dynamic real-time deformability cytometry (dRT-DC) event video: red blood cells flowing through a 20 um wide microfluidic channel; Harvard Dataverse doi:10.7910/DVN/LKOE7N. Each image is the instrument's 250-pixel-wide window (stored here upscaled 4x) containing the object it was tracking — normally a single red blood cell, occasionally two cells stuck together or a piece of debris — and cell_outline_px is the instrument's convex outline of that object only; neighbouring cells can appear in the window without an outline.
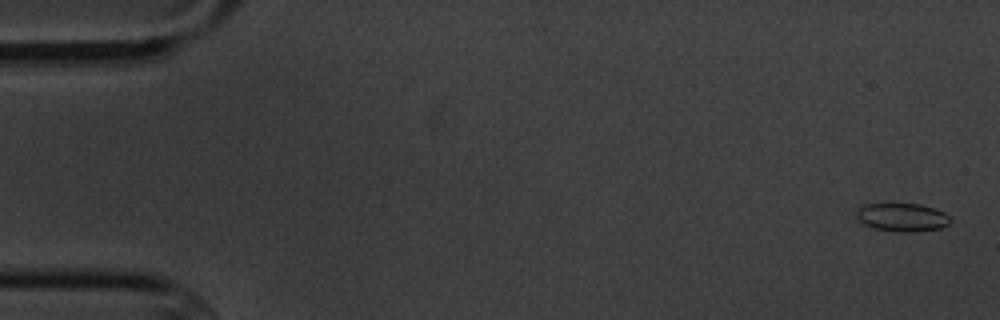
{"species": "common noctule bat (a hibernating species)", "species_latin": "Nyctalus noctula", "temperature_condition": "cold", "stored_images_in_passage": 13, "camera_frame_rate_fps": 3000, "um_per_image_px": 0.085, "animal": {"sex": "male", "body_mass_g": 20.1, "forearm_length_mm": 53.5}, "frame": {"image": 1, "passage_image": 1, "time_ms": 0.0, "image_size_px": [1000, 320], "cell_outline_px": [[952, 220], [948, 224], [940, 228], [912, 232], [900, 232], [872, 228], [864, 224], [856, 216], [856, 212], [864, 204], [920, 204], [944, 212]], "centroid_in_image_um": [76.68, 18.48], "position_along_channel_um": 8.3, "area_um2": 15.32}}
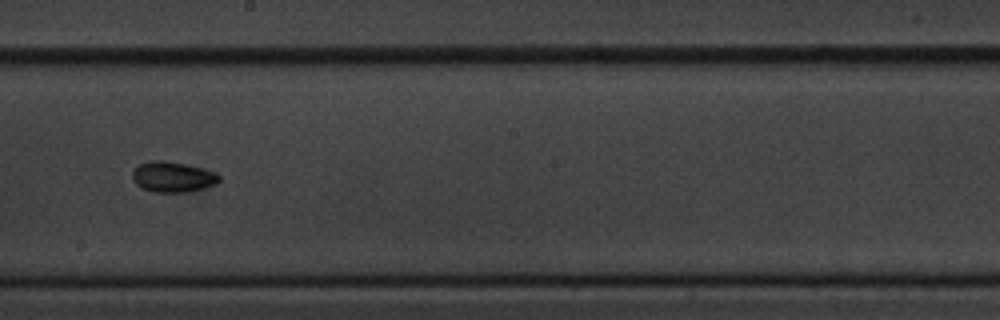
{"frame": {"image": 2, "passage_image": 9, "time_ms": 10.333, "image_size_px": [1000, 320], "cell_outline_px": [[220, 180], [216, 184], [204, 188], [188, 192], [156, 192], [144, 188], [136, 184], [132, 180], [132, 172], [140, 164], [152, 160], [164, 160], [184, 164], [216, 172], [220, 176]], "centroid_in_image_um": [14.69, 15.04], "position_along_channel_um": 233.5, "area_um2": 15.32}}
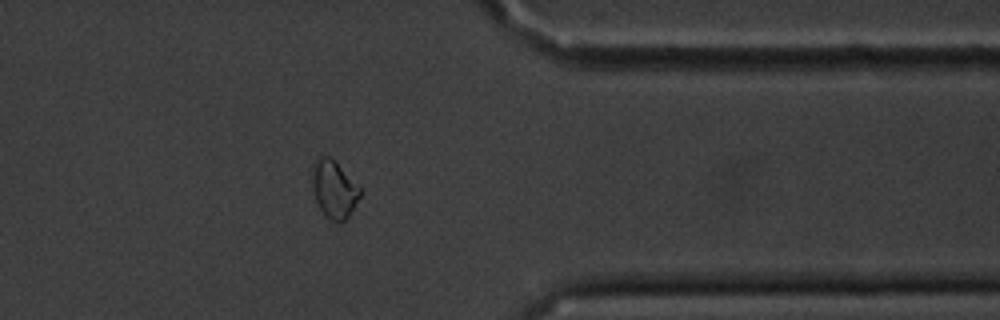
{"frame": {"image": 3, "passage_image": 13, "time_ms": 15.0, "image_size_px": [1000, 320], "cell_outline_px": [[364, 192], [348, 216], [344, 220], [332, 220], [324, 216], [316, 200], [312, 184], [312, 164], [320, 156], [328, 156], [364, 188]], "centroid_in_image_um": [28.43, 16.07], "position_along_channel_um": 383.0, "area_um2": 16.13}, "authors_computed_cell_mechanics": {"area_um2": 15.0858, "velocity_mm_per_s": 3.4534, "shape_relaxation_time_tau1_ms": 4.4501, "shape_relaxation_time_tau2_ms": null, "deformation_change_tau1": 0.0442, "deformation_change_tau2": null}}